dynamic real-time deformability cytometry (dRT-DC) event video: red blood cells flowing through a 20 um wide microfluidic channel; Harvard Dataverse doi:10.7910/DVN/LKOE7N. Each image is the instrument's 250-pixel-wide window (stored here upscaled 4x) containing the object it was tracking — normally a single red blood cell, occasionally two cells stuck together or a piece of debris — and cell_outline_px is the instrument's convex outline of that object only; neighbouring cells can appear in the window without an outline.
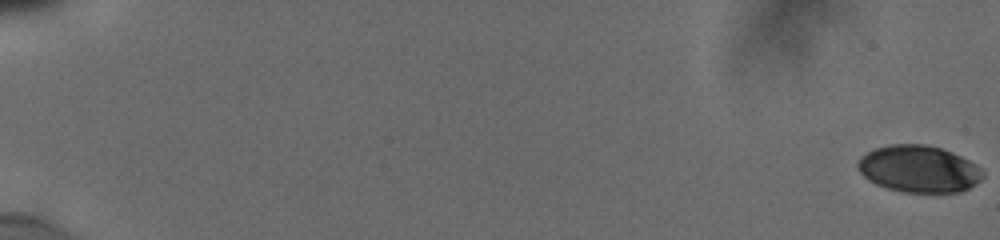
{"species": "human", "species_latin": "Homo sapiens", "temperature_condition": "cold", "stored_images_in_passage": 20, "camera_frame_rate_fps": 3000, "um_per_image_px": 0.085, "donor": {"sex": "male"}, "frame": {"image": 1, "passage_image": 1, "time_ms": 0.0, "image_size_px": [1000, 240], "cell_outline_px": [[984, 176], [976, 184], [960, 192], [904, 192], [888, 188], [876, 184], [868, 180], [860, 172], [856, 164], [860, 156], [876, 148], [888, 144], [924, 144], [940, 148], [952, 152], [976, 164], [984, 172]], "centroid_in_image_um": [78.09, 14.35], "position_along_channel_um": 6.9, "area_um2": 34.16}}
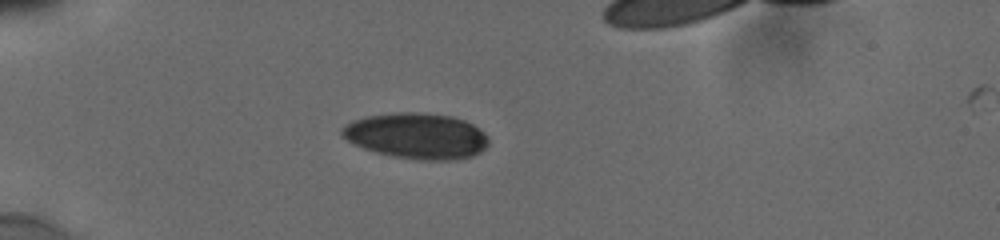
{"frame": {"image": 2, "passage_image": 16, "time_ms": 6.0, "image_size_px": [1000, 240], "cell_outline_px": [[488, 144], [480, 152], [472, 156], [448, 160], [428, 160], [392, 156], [376, 152], [364, 148], [348, 140], [340, 132], [340, 128], [352, 120], [364, 116], [396, 112], [416, 112], [452, 116], [464, 120], [480, 128], [488, 136]], "centroid_in_image_um": [35.41, 11.53], "position_along_channel_um": 49.6, "area_um2": 39.02}}
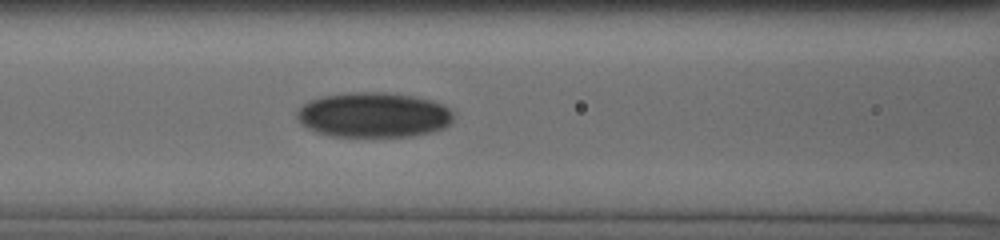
{"frame": {"image": 3, "passage_image": 20, "time_ms": 9.0, "image_size_px": [1000, 240], "cell_outline_px": [[452, 120], [444, 128], [432, 132], [416, 136], [332, 136], [316, 132], [300, 124], [296, 116], [296, 112], [308, 100], [324, 96], [356, 92], [388, 92], [412, 96], [428, 100], [440, 104], [448, 108], [452, 112]], "centroid_in_image_um": [31.72, 9.78], "position_along_channel_um": 134.9, "area_um2": 40.92}}